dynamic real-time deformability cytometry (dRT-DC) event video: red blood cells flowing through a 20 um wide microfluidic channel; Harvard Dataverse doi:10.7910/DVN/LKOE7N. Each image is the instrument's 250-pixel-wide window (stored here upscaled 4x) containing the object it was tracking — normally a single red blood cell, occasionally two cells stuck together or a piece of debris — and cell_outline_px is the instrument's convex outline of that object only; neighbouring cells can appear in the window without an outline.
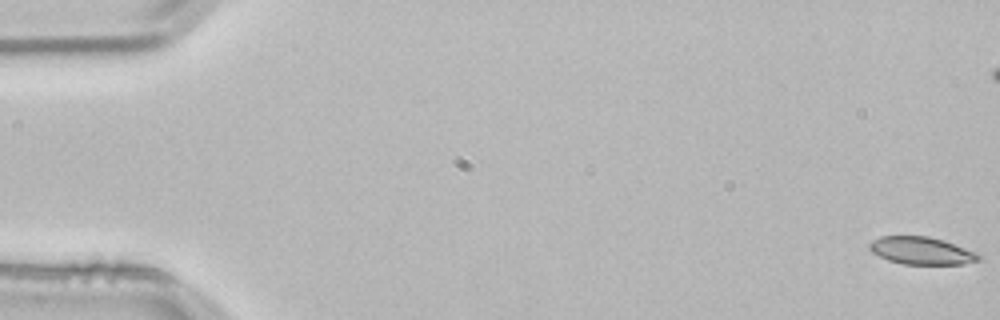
{"species": "common noctule bat (a hibernating species)", "species_latin": "Nyctalus noctula", "temperature_condition": "room temperature", "stored_images_in_passage": 5, "camera_frame_rate_fps": 3000, "um_per_image_px": 0.085, "animal": {"sex": "male", "body_mass_g": 21.5, "forearm_length_mm": 52.0}, "frame": {"image": 1, "passage_image": 1, "time_ms": 0.0, "image_size_px": [1000, 320], "cell_outline_px": [[980, 260], [964, 264], [900, 264], [888, 260], [872, 252], [868, 248], [868, 244], [872, 240], [880, 236], [928, 236], [944, 240], [976, 252], [980, 256]], "centroid_in_image_um": [78.3, 21.31], "position_along_channel_um": 6.7, "area_um2": 17.57}}